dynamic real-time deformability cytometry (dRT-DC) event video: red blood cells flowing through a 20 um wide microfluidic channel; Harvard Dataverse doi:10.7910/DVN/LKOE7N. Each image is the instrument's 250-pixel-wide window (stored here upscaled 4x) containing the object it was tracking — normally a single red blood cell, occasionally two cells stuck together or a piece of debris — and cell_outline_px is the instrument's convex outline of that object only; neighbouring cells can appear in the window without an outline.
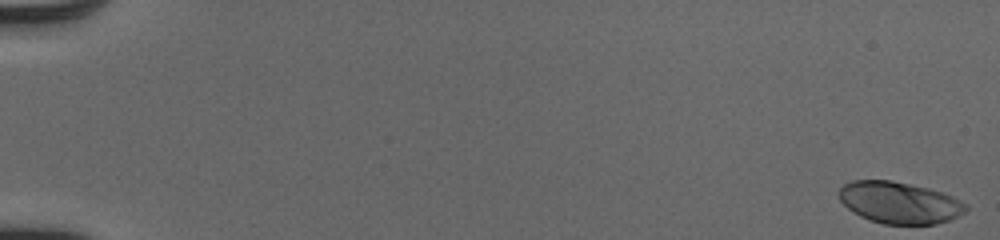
{"species": "human", "species_latin": "Homo sapiens", "temperature_condition": "cold", "stored_images_in_passage": 52, "camera_frame_rate_fps": 3000, "um_per_image_px": 0.085, "donor": {"sex": "male"}, "frame": {"image": 1, "passage_image": 1, "time_ms": 0.0, "image_size_px": [1000, 240], "cell_outline_px": [[968, 208], [964, 212], [948, 220], [936, 224], [884, 224], [860, 216], [848, 208], [840, 200], [840, 188], [844, 184], [852, 180], [888, 180], [928, 188], [952, 196], [968, 204]], "centroid_in_image_um": [76.46, 17.22], "position_along_channel_um": 8.5, "area_um2": 30.46}}
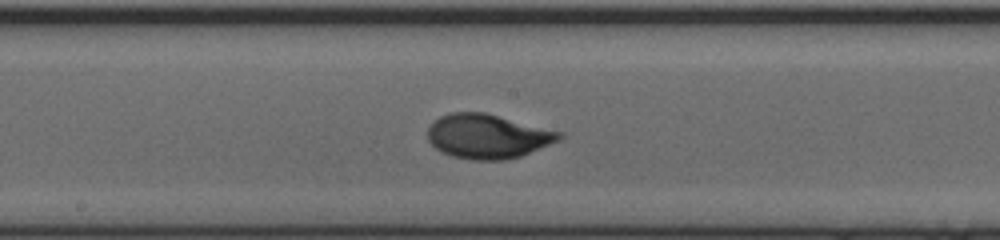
{"frame": {"image": 2, "passage_image": 30, "time_ms": 9.667, "image_size_px": [1000, 240], "cell_outline_px": [[564, 136], [560, 140], [520, 156], [504, 160], [472, 160], [452, 156], [440, 152], [428, 140], [428, 128], [432, 120], [440, 116], [452, 112], [484, 112], [564, 132]], "centroid_in_image_um": [41.45, 11.58], "position_along_channel_um": 206.8, "area_um2": 34.16}}
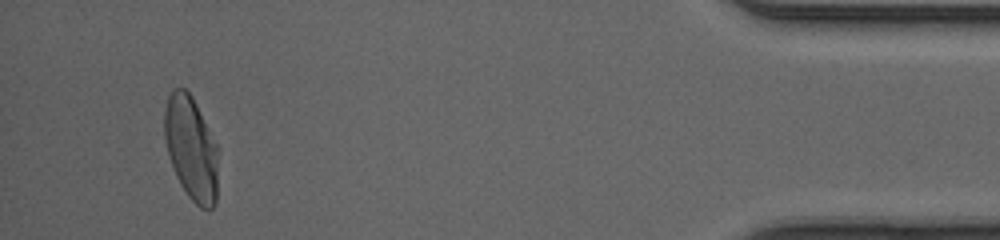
{"frame": {"image": 3, "passage_image": 50, "time_ms": 16.333, "image_size_px": [1000, 240], "cell_outline_px": [[216, 204], [208, 212], [200, 208], [188, 196], [180, 184], [176, 176], [168, 152], [164, 136], [164, 108], [168, 96], [172, 88], [184, 88], [192, 96], [216, 144]], "centroid_in_image_um": [16.22, 12.61], "position_along_channel_um": 419.0, "area_um2": 32.14}, "authors_computed_cell_mechanics": {"area_um2": 32.1368, "velocity_mm_per_s": 4.1036, "shape_relaxation_time_tau1_ms": 2.5909, "shape_relaxation_time_tau2_ms": null, "deformation_change_tau1": 0.1646, "deformation_change_tau2": null}}